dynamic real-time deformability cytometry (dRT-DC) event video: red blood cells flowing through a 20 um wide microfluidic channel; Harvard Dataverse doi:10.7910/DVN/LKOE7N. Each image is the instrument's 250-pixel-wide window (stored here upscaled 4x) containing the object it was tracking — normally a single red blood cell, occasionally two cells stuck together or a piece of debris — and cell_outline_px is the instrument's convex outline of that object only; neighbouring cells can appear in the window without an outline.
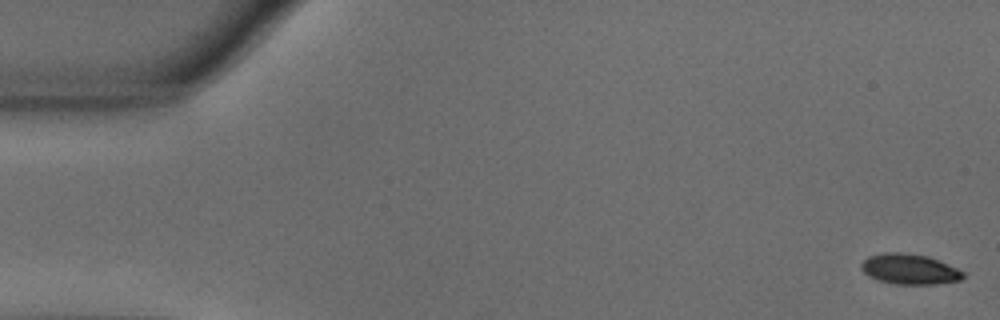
{"species": "common noctule bat (a hibernating species)", "species_latin": "Nyctalus noctula", "temperature_condition": "warm", "stored_images_in_passage": 56, "camera_frame_rate_fps": 3000, "um_per_image_px": 0.085, "animal": {"sex": "male", "body_mass_g": 18.8}, "frame": {"image": 1, "passage_image": 1, "time_ms": 0.0, "image_size_px": [1000, 320], "cell_outline_px": [[964, 276], [960, 280], [936, 284], [896, 284], [880, 280], [868, 276], [860, 268], [860, 264], [868, 256], [884, 252], [908, 252], [928, 256], [956, 268], [964, 272]], "centroid_in_image_um": [77.28, 22.86], "position_along_channel_um": 7.7, "area_um2": 18.03}}
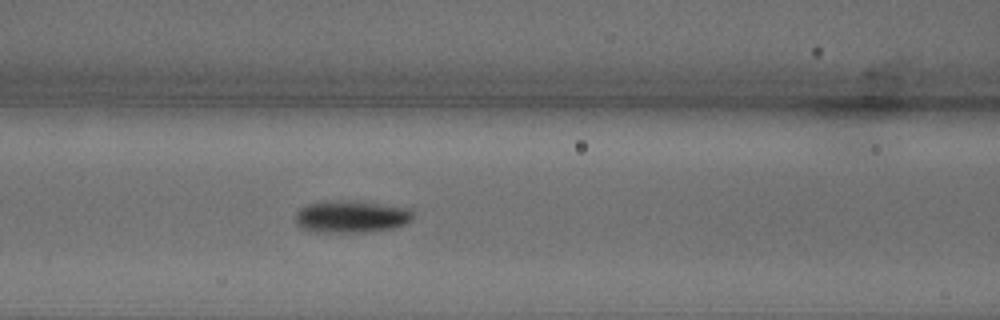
{"frame": {"image": 2, "passage_image": 23, "time_ms": 7.333, "image_size_px": [1000, 320], "cell_outline_px": [[412, 220], [404, 224], [392, 228], [372, 232], [308, 232], [296, 224], [296, 212], [300, 208], [308, 204], [320, 200], [352, 200], [408, 208], [412, 212]], "centroid_in_image_um": [29.8, 18.41], "position_along_channel_um": 136.8, "area_um2": 22.37}}
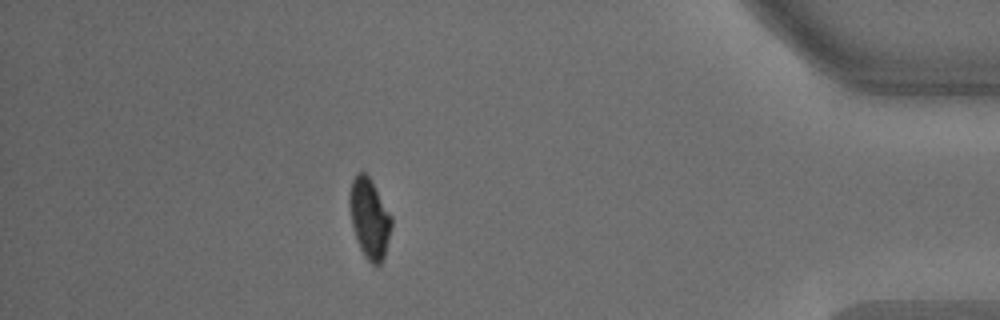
{"frame": {"image": 3, "passage_image": 49, "time_ms": 16.0, "image_size_px": [1000, 320], "cell_outline_px": [[392, 224], [384, 256], [380, 264], [372, 264], [364, 256], [356, 240], [352, 228], [348, 204], [348, 196], [352, 180], [356, 172], [364, 172], [372, 180], [392, 216]], "centroid_in_image_um": [31.38, 18.52], "position_along_channel_um": 403.8, "area_um2": 19.77}, "authors_computed_cell_mechanics": {"area_um2": 19.9121, "velocity_mm_per_s": 3.615, "shape_relaxation_time_tau1_ms": 2.6051, "shape_relaxation_time_tau2_ms": null, "deformation_change_tau1": 0.1607, "deformation_change_tau2": null}}